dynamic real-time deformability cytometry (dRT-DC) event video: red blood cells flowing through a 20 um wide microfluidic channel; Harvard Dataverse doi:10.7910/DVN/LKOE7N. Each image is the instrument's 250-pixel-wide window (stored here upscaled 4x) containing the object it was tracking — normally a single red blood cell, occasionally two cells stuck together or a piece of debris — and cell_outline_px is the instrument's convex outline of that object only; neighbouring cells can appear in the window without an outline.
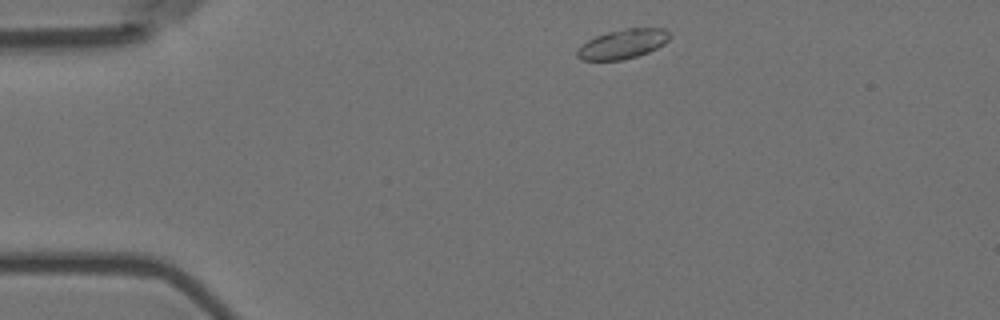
{"species": "Egyptian fruit bat (a non-hibernating species)", "species_latin": "Rousettus aegyptiacus", "temperature_condition": "room temperature", "stored_images_in_passage": 2, "camera_frame_rate_fps": 3000, "um_per_image_px": 0.085, "animal": {"sex": "female"}, "frame": {"image": 1, "passage_image": 1, "time_ms": 0.0, "image_size_px": [1000, 320], "cell_outline_px": [[668, 40], [664, 44], [648, 52], [624, 60], [580, 60], [576, 56], [576, 52], [588, 40], [596, 36], [608, 32], [628, 28], [664, 28], [668, 32]], "centroid_in_image_um": [52.92, 3.75], "position_along_channel_um": 32.1, "area_um2": 15.61}}